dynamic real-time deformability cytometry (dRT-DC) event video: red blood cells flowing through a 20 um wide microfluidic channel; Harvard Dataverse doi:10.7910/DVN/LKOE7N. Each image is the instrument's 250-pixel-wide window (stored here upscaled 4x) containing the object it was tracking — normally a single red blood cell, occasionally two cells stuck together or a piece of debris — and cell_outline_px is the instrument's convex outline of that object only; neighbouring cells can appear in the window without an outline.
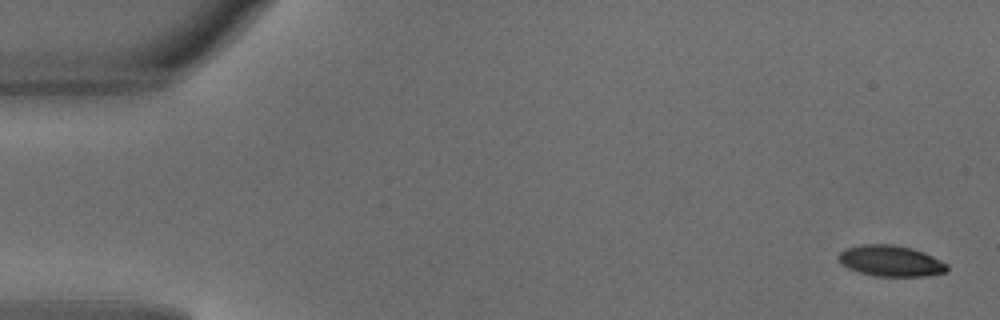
{"species": "common noctule bat (a hibernating species)", "species_latin": "Nyctalus noctula", "temperature_condition": "warm", "stored_images_in_passage": 5, "segment_of_instrument_passage": [1, 2], "camera_frame_rate_fps": 3000, "um_per_image_px": 0.085, "animal": {"sex": "male", "body_mass_g": 18.8}, "frame": {"image": 1, "passage_image": 1, "time_ms": 0.0, "image_size_px": [1000, 320], "cell_outline_px": [[948, 272], [928, 276], [876, 276], [860, 272], [848, 268], [840, 264], [836, 256], [844, 248], [860, 244], [892, 244], [912, 248], [924, 252], [948, 264]], "centroid_in_image_um": [75.69, 22.17], "position_along_channel_um": 9.3, "area_um2": 19.88}}
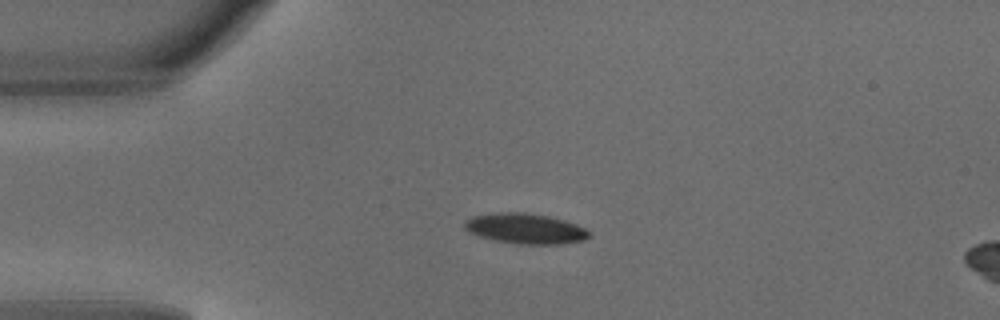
{"frame": {"image": 2, "passage_image": 3, "time_ms": 0.667, "image_size_px": [1000, 320], "cell_outline_px": [[592, 236], [584, 240], [560, 244], [520, 244], [496, 240], [480, 236], [468, 232], [464, 228], [464, 220], [472, 216], [500, 212], [524, 212], [548, 216], [564, 220], [576, 224], [584, 228]], "centroid_in_image_um": [44.64, 19.42], "position_along_channel_um": 40.4, "area_um2": 21.96}}